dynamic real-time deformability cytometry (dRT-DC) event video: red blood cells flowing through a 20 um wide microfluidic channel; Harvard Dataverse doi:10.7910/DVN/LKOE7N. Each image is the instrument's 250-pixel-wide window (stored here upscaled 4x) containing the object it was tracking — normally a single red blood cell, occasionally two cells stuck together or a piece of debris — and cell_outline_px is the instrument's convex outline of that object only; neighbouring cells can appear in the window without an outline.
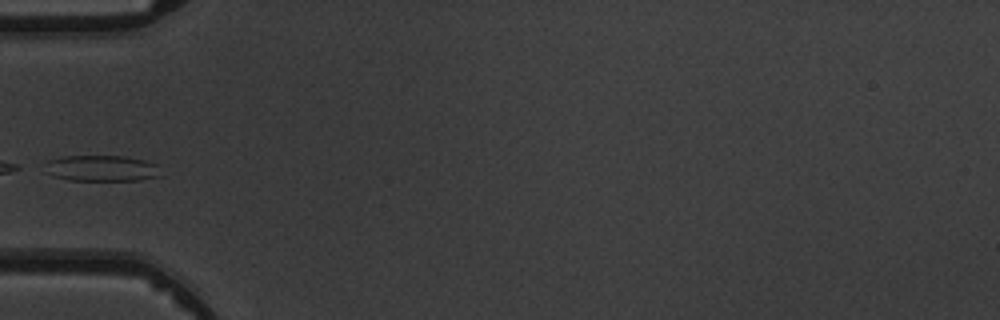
{"species": "common noctule bat (a hibernating species)", "species_latin": "Nyctalus noctula", "temperature_condition": "warm", "stored_images_in_passage": 5, "segment_of_instrument_passage": [2, 2], "camera_frame_rate_fps": 3000, "um_per_image_px": 0.085, "animal": {"sex": "male", "body_mass_g": 19.5, "forearm_length_mm": 54.6}, "frame": {"image": 1, "passage_image": 4, "time_ms": 3.667, "image_size_px": [1000, 320], "cell_outline_px": [[164, 176], [140, 180], [68, 180], [52, 176], [44, 172], [48, 160], [64, 156], [124, 156], [144, 160], [156, 164]], "centroid_in_image_um": [8.65, 14.31], "position_along_channel_um": 76.3, "area_um2": 17.74}}